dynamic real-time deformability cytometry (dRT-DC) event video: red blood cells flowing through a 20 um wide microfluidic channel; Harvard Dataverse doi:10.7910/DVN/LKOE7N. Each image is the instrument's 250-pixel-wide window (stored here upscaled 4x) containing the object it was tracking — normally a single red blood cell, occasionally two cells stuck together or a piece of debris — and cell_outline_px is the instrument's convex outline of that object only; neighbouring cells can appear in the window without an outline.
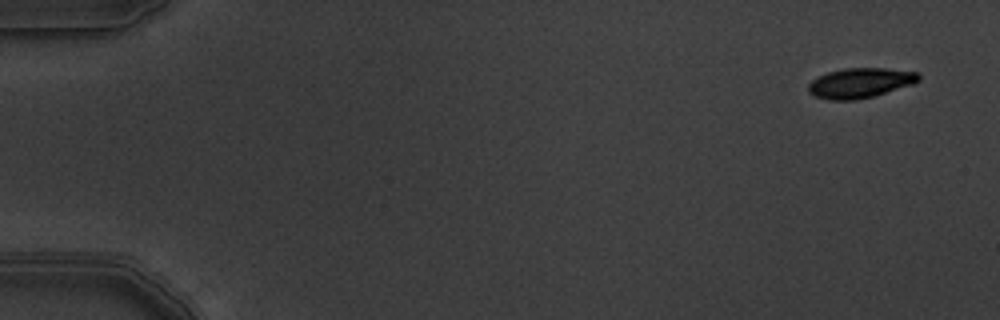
{"species": "common noctule bat (a hibernating species)", "species_latin": "Nyctalus noctula", "temperature_condition": "warm", "stored_images_in_passage": 6, "camera_frame_rate_fps": 3000, "um_per_image_px": 0.085, "animal": {"sex": "male", "body_mass_g": 19.5, "forearm_length_mm": 54.6}, "frame": {"image": 1, "passage_image": 1, "time_ms": 0.0, "image_size_px": [1000, 320], "cell_outline_px": [[920, 80], [912, 84], [872, 96], [856, 100], [828, 100], [816, 96], [808, 92], [808, 84], [812, 80], [828, 72], [844, 68], [884, 68], [916, 72], [920, 76]], "centroid_in_image_um": [73.09, 7.05], "position_along_channel_um": 11.9, "area_um2": 19.02}}
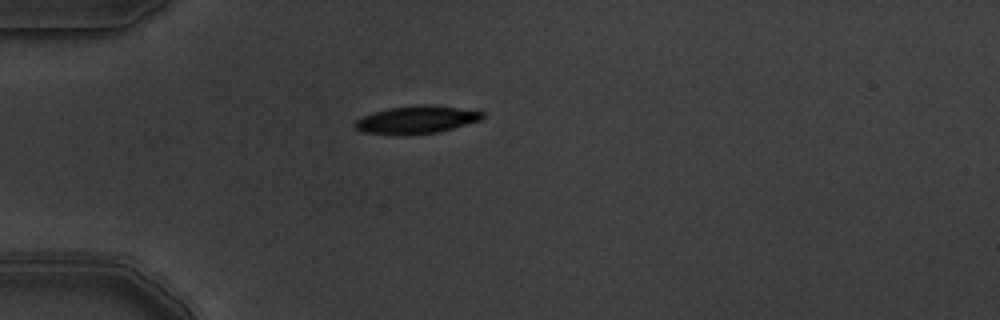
{"frame": {"image": 2, "passage_image": 5, "time_ms": 1.333, "image_size_px": [1000, 320], "cell_outline_px": [[484, 120], [436, 132], [400, 136], [364, 132], [356, 128], [352, 124], [356, 120], [364, 116], [388, 108], [420, 104], [428, 104], [484, 112]], "centroid_in_image_um": [35.4, 10.19], "position_along_channel_um": 49.6, "area_um2": 20.58}}